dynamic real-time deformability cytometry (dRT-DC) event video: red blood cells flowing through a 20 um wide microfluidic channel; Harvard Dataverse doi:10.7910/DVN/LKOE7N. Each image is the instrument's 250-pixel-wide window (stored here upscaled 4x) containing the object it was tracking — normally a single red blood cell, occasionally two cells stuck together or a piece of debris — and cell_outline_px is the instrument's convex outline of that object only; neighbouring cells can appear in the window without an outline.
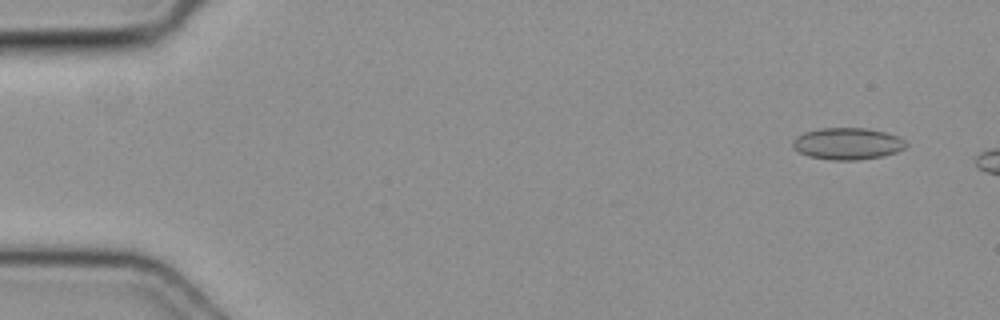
{"species": "common noctule bat (a hibernating species)", "species_latin": "Nyctalus noctula", "temperature_condition": "cold", "stored_images_in_passage": 46, "camera_frame_rate_fps": 3000, "um_per_image_px": 0.085, "animal": {"sex": "female", "body_mass_g": 19.3, "forearm_length_mm": 54.1}, "frame": {"image": 1, "passage_image": 4, "time_ms": 1.0, "image_size_px": [1000, 320], "cell_outline_px": [[908, 144], [904, 148], [896, 152], [884, 156], [856, 160], [832, 160], [808, 156], [800, 152], [792, 144], [792, 140], [796, 136], [804, 132], [820, 128], [864, 128], [884, 132], [896, 136], [904, 140]], "centroid_in_image_um": [72.03, 12.21], "position_along_channel_um": 13.0, "area_um2": 20.87}}
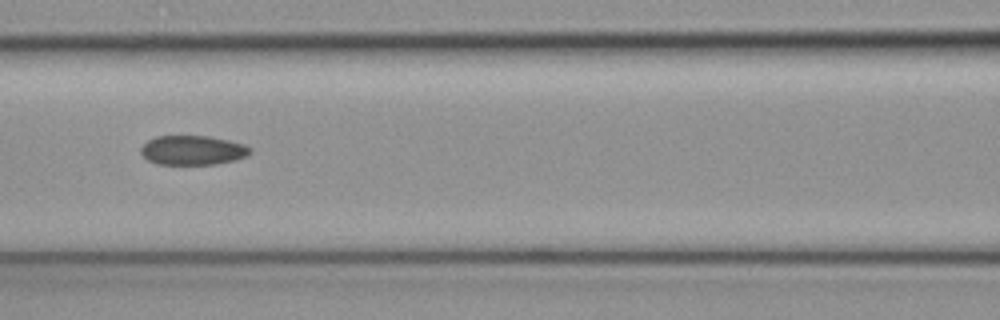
{"frame": {"image": 2, "passage_image": 23, "time_ms": 7.333, "image_size_px": [1000, 320], "cell_outline_px": [[252, 152], [248, 156], [236, 160], [216, 164], [156, 164], [148, 160], [140, 152], [140, 148], [148, 140], [156, 136], [208, 136], [228, 140], [244, 144], [252, 148]], "centroid_in_image_um": [16.41, 12.77], "position_along_channel_um": 150.2, "area_um2": 18.84}}
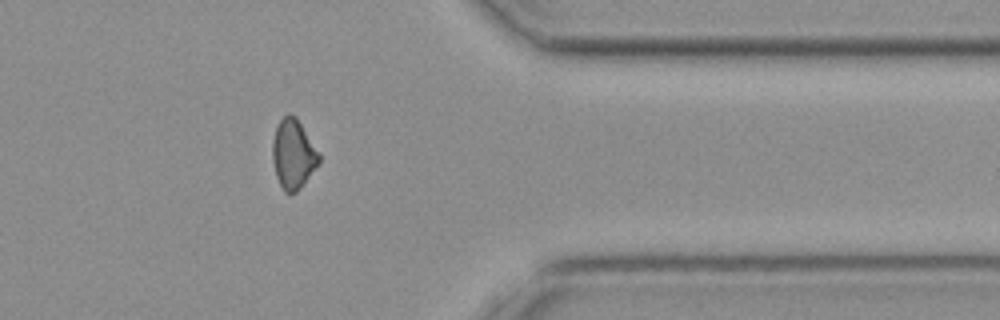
{"frame": {"image": 3, "passage_image": 41, "time_ms": 13.333, "image_size_px": [1000, 320], "cell_outline_px": [[320, 164], [300, 188], [296, 192], [288, 196], [284, 192], [276, 176], [272, 160], [272, 140], [276, 128], [280, 120], [288, 112], [296, 116], [320, 156]], "centroid_in_image_um": [24.91, 13.13], "position_along_channel_um": 386.5, "area_um2": 18.9}}